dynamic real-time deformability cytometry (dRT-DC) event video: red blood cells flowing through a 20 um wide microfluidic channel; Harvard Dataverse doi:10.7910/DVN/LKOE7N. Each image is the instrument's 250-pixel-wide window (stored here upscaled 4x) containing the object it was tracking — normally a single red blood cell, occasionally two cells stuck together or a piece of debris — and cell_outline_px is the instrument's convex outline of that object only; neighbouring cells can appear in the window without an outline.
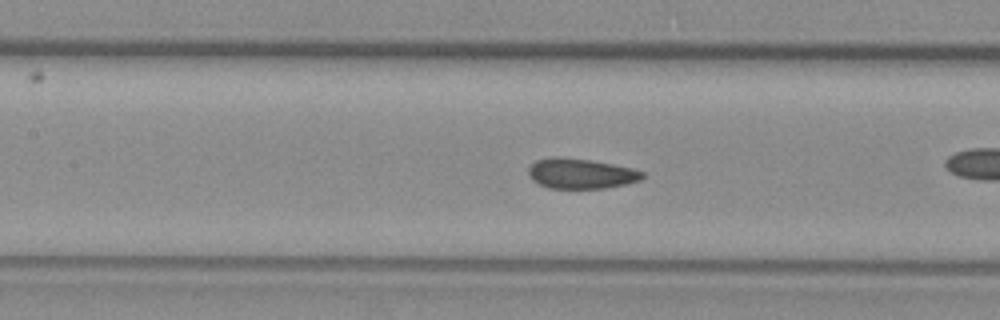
{"species": "common noctule bat (a hibernating species)", "species_latin": "Nyctalus noctula", "temperature_condition": "warm", "stored_images_in_passage": 55, "camera_frame_rate_fps": 3000, "um_per_image_px": 0.085, "animal": {"sex": "female", "body_mass_g": 29.2, "forearm_length_mm": 56.3}, "frame": {"image": 1, "passage_image": 24, "time_ms": 7.667, "image_size_px": [1000, 320], "cell_outline_px": [[644, 176], [640, 180], [624, 184], [604, 188], [548, 188], [532, 180], [528, 176], [528, 168], [536, 160], [552, 156], [560, 156], [588, 160], [612, 164], [632, 168], [644, 172]], "centroid_in_image_um": [49.33, 14.74], "position_along_channel_um": 158.1, "area_um2": 20.0}}
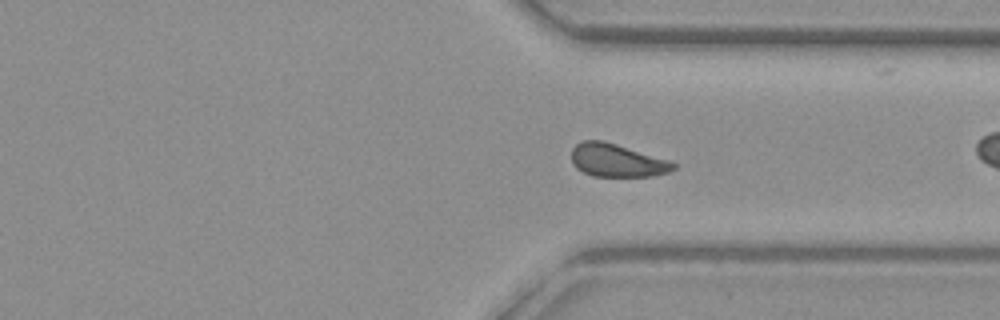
{"frame": {"image": 2, "passage_image": 40, "time_ms": 13.0, "image_size_px": [1000, 320], "cell_outline_px": [[676, 168], [668, 172], [652, 176], [592, 176], [576, 168], [572, 164], [572, 148], [580, 140], [604, 140], [668, 160], [676, 164]], "centroid_in_image_um": [52.41, 13.63], "position_along_channel_um": 359.0, "area_um2": 19.59}, "authors_computed_cell_mechanics": {"area_um2": 20.2878, "velocity_mm_per_s": 3.7736, "shape_relaxation_time_tau1_ms": 5.2238, "shape_relaxation_time_tau2_ms": 0.9244, "deformation_change_tau1": 0.0988, "deformation_change_tau2": 0.0457}}